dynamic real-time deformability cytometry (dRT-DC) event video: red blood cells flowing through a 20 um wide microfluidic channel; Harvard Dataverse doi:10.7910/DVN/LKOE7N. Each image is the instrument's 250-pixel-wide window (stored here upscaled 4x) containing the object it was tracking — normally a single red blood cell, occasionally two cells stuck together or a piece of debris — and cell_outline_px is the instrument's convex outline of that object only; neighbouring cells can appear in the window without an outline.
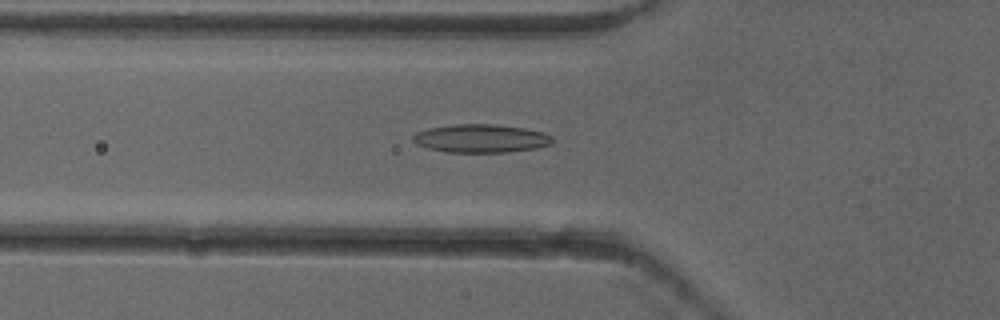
{"species": "common noctule bat (a hibernating species)", "species_latin": "Nyctalus noctula", "temperature_condition": "cold", "stored_images_in_passage": 39, "camera_frame_rate_fps": 3000, "um_per_image_px": 0.085, "animal": {"sex": "female"}, "frame": {"image": 1, "passage_image": 5, "time_ms": 1.333, "image_size_px": [1000, 320], "cell_outline_px": [[552, 140], [548, 144], [536, 148], [508, 152], [448, 152], [428, 148], [416, 144], [412, 140], [412, 136], [416, 132], [428, 128], [452, 124], [496, 124], [524, 128], [544, 132], [552, 136]], "centroid_in_image_um": [40.84, 11.76], "position_along_channel_um": 85.0, "area_um2": 23.0}}
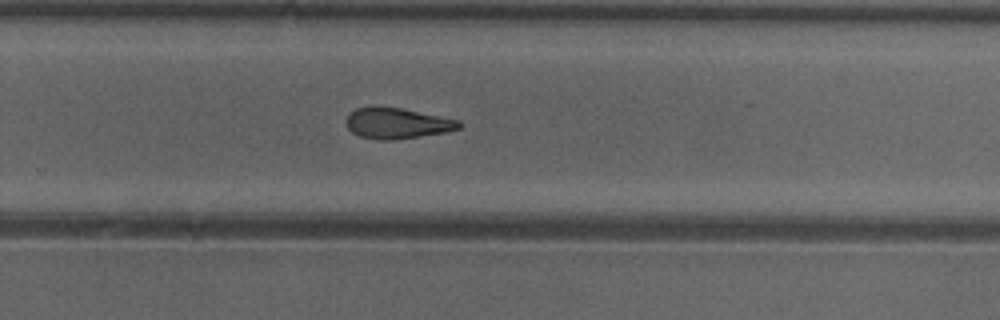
{"frame": {"image": 2, "passage_image": 21, "time_ms": 6.667, "image_size_px": [1000, 320], "cell_outline_px": [[460, 128], [444, 132], [420, 136], [392, 140], [380, 140], [360, 136], [352, 132], [348, 128], [344, 120], [348, 112], [356, 108], [400, 108], [460, 120]], "centroid_in_image_um": [33.71, 10.49], "position_along_channel_um": 296.1, "area_um2": 19.88}}
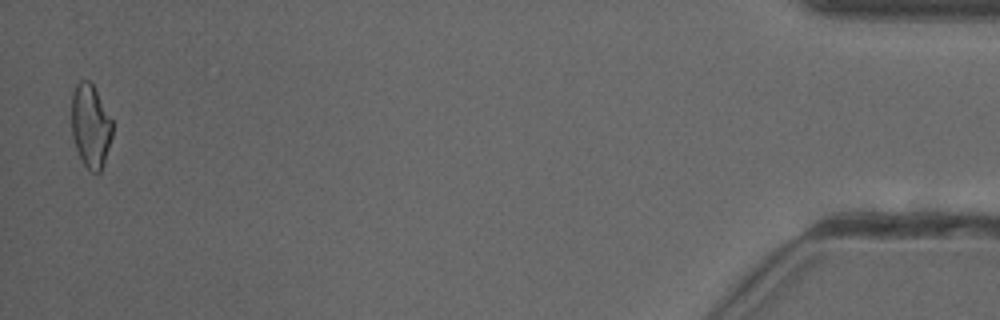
{"frame": {"image": 3, "passage_image": 38, "time_ms": 12.333, "image_size_px": [1000, 320], "cell_outline_px": [[112, 136], [104, 164], [100, 172], [92, 172], [84, 164], [76, 148], [72, 136], [72, 96], [76, 84], [80, 80], [88, 80], [92, 84], [112, 120]], "centroid_in_image_um": [7.7, 10.72], "position_along_channel_um": 427.5, "area_um2": 19.59}, "authors_computed_cell_mechanics": {"area_um2": 20.4612, "velocity_mm_per_s": 3.9403, "shape_relaxation_time_tau1_ms": 8.6994, "shape_relaxation_time_tau2_ms": 4.5248, "deformation_change_tau1": 0.1949, "deformation_change_tau2": 0.1434}}